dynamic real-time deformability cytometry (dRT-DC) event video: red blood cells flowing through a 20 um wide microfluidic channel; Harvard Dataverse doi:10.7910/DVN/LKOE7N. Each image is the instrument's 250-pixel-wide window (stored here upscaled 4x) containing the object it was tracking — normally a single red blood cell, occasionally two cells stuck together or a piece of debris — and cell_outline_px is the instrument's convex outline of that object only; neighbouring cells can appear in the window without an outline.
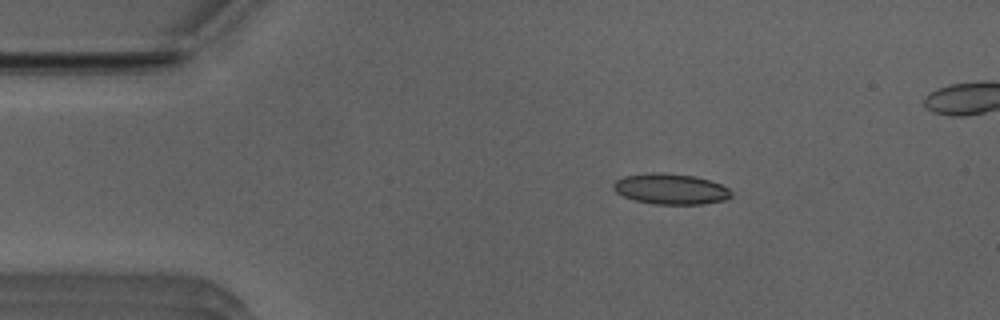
{"species": "Egyptian fruit bat (a non-hibernating species)", "species_latin": "Rousettus aegyptiacus", "temperature_condition": "room temperature", "stored_images_in_passage": 45, "camera_frame_rate_fps": 3000, "um_per_image_px": 0.085, "animal": {"sex": "male"}, "frame": {"image": 1, "passage_image": 5, "time_ms": 1.333, "image_size_px": [1000, 320], "cell_outline_px": [[732, 196], [724, 200], [700, 204], [652, 204], [636, 200], [624, 196], [616, 192], [612, 188], [612, 184], [616, 180], [624, 176], [652, 172], [660, 172], [696, 176], [720, 184], [728, 188], [732, 192]], "centroid_in_image_um": [56.99, 16.06], "position_along_channel_um": 28.0, "area_um2": 21.04}}
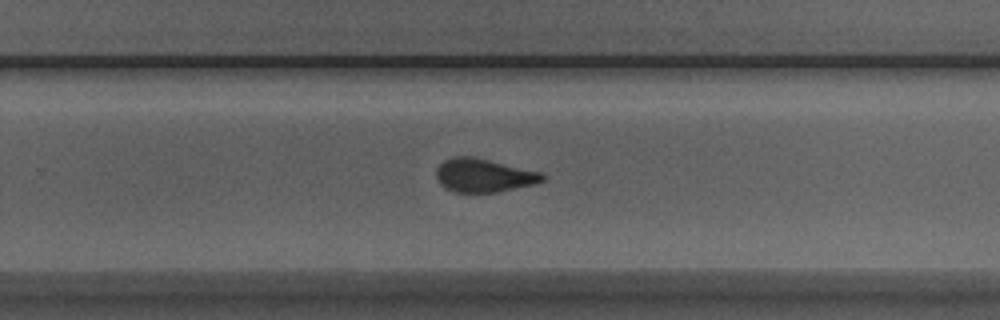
{"frame": {"image": 2, "passage_image": 29, "time_ms": 9.333, "image_size_px": [1000, 320], "cell_outline_px": [[548, 176], [544, 180], [536, 184], [496, 192], [452, 192], [444, 188], [440, 184], [436, 176], [436, 168], [444, 160], [456, 156], [468, 156], [488, 160], [540, 172]], "centroid_in_image_um": [41.1, 14.92], "position_along_channel_um": 288.7, "area_um2": 20.63}}
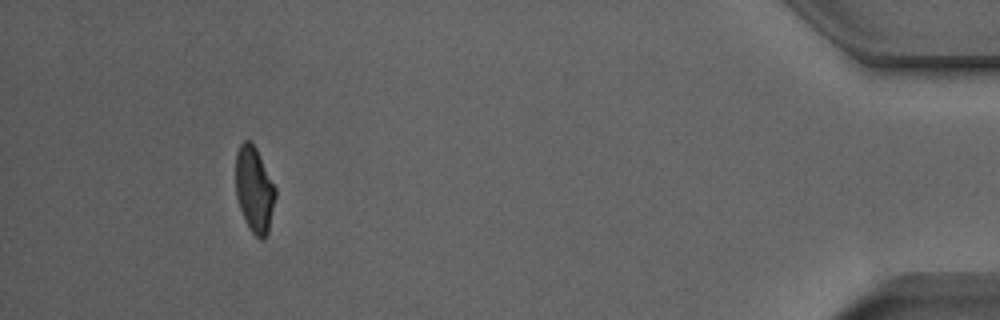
{"frame": {"image": 3, "passage_image": 44, "time_ms": 14.333, "image_size_px": [1000, 320], "cell_outline_px": [[276, 196], [268, 232], [264, 240], [260, 240], [252, 232], [240, 208], [236, 196], [236, 152], [240, 144], [244, 140], [248, 140], [256, 148], [276, 188]], "centroid_in_image_um": [21.62, 16.11], "position_along_channel_um": 413.6, "area_um2": 19.65}}